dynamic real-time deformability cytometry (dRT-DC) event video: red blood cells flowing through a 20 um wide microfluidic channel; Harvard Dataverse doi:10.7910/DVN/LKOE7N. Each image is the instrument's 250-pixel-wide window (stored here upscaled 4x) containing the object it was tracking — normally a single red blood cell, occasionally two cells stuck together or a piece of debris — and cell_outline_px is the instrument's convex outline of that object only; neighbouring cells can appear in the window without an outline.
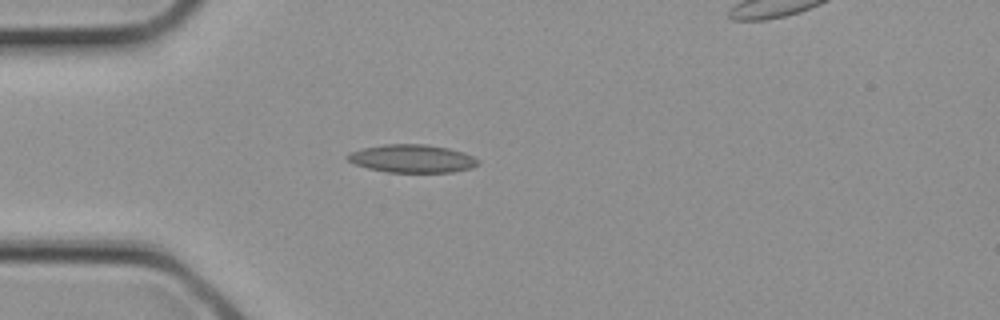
{"species": "common noctule bat (a hibernating species)", "species_latin": "Nyctalus noctula", "temperature_condition": "cold", "stored_images_in_passage": 4, "camera_frame_rate_fps": 3000, "um_per_image_px": 0.085, "animal": {"sex": "female", "body_mass_g": 21.9}, "frame": {"image": 1, "passage_image": 3, "time_ms": 0.667, "image_size_px": [1000, 320], "cell_outline_px": [[480, 164], [472, 168], [452, 172], [388, 172], [368, 168], [352, 164], [344, 156], [348, 152], [360, 148], [384, 144], [428, 144], [448, 148], [464, 152], [480, 160]], "centroid_in_image_um": [35.0, 13.47], "position_along_channel_um": 50.0, "area_um2": 21.68}}